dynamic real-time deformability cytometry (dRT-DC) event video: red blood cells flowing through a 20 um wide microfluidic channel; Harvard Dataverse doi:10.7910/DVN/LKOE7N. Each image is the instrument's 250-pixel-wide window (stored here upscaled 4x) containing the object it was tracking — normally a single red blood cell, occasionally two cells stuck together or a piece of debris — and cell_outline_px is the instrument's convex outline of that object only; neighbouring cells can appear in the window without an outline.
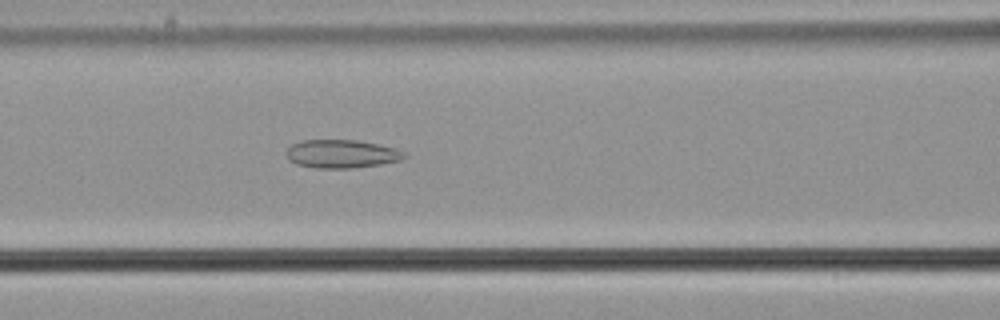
{"species": "common noctule bat (a hibernating species)", "species_latin": "Nyctalus noctula", "temperature_condition": "cold", "stored_images_in_passage": 56, "camera_frame_rate_fps": 3000, "um_per_image_px": 0.085, "animal": {"sex": "male", "body_mass_g": 21.5, "forearm_length_mm": 52.0}, "frame": {"image": 1, "passage_image": 24, "time_ms": 7.667, "image_size_px": [1000, 320], "cell_outline_px": [[408, 156], [400, 160], [380, 164], [352, 168], [312, 168], [296, 164], [288, 160], [284, 152], [292, 144], [300, 140], [356, 140], [396, 148], [404, 152]], "centroid_in_image_um": [28.99, 13.08], "position_along_channel_um": 137.6, "area_um2": 19.59}}
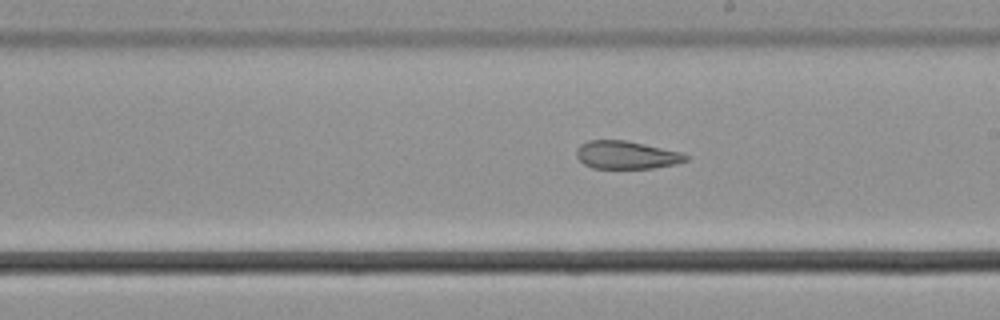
{"frame": {"image": 2, "passage_image": 32, "time_ms": 10.333, "image_size_px": [1000, 320], "cell_outline_px": [[688, 160], [676, 164], [652, 168], [592, 168], [584, 164], [576, 156], [576, 148], [580, 144], [588, 140], [624, 140], [644, 144], [680, 152], [688, 156]], "centroid_in_image_um": [53.21, 13.17], "position_along_channel_um": 235.8, "area_um2": 17.74}}
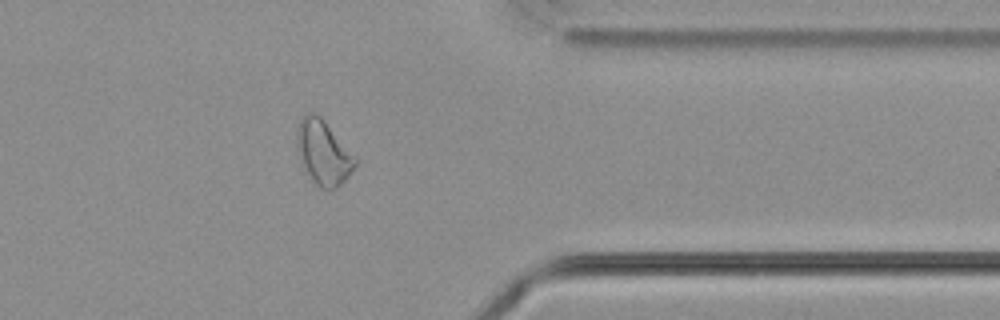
{"frame": {"image": 3, "passage_image": 45, "time_ms": 14.667, "image_size_px": [1000, 320], "cell_outline_px": [[356, 164], [344, 180], [336, 188], [320, 188], [304, 172], [296, 144], [296, 128], [304, 112], [316, 112], [324, 120], [356, 156]], "centroid_in_image_um": [27.44, 12.92], "position_along_channel_um": 384.0, "area_um2": 21.96}, "authors_computed_cell_mechanics": {"area_um2": 23.6113, "velocity_mm_per_s": 3.6855, "shape_relaxation_time_tau1_ms": null, "shape_relaxation_time_tau2_ms": 4.1803, "deformation_change_tau1": null, "deformation_change_tau2": 0.125}}